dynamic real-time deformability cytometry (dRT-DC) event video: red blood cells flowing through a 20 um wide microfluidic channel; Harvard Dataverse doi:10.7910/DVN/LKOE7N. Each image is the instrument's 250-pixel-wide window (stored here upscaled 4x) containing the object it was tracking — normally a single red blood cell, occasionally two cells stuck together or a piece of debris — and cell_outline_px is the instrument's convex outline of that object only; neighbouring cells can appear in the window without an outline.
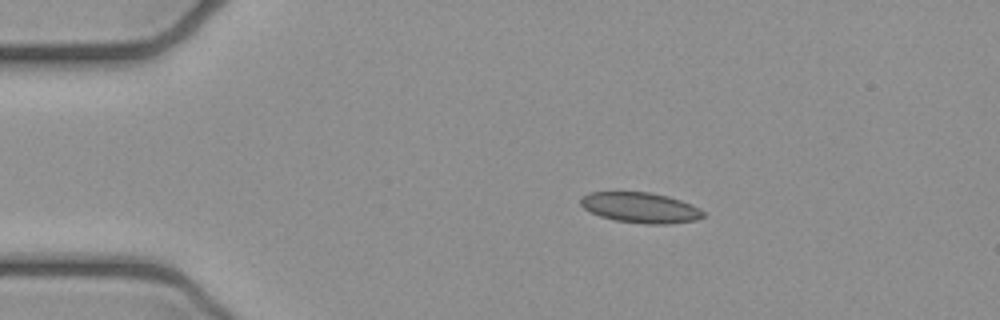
{"species": "common noctule bat (a hibernating species)", "species_latin": "Nyctalus noctula", "temperature_condition": "cold", "stored_images_in_passage": 4, "camera_frame_rate_fps": 3000, "um_per_image_px": 0.085, "animal": {"sex": "female", "body_mass_g": 21.9}, "frame": {"image": 1, "passage_image": 1, "time_ms": 0.0, "image_size_px": [1000, 320], "cell_outline_px": [[704, 216], [696, 220], [668, 224], [648, 224], [616, 220], [600, 216], [584, 208], [580, 204], [580, 196], [588, 192], [648, 192], [668, 196], [680, 200], [700, 208], [704, 212]], "centroid_in_image_um": [54.42, 17.64], "position_along_channel_um": 30.6, "area_um2": 21.68}}
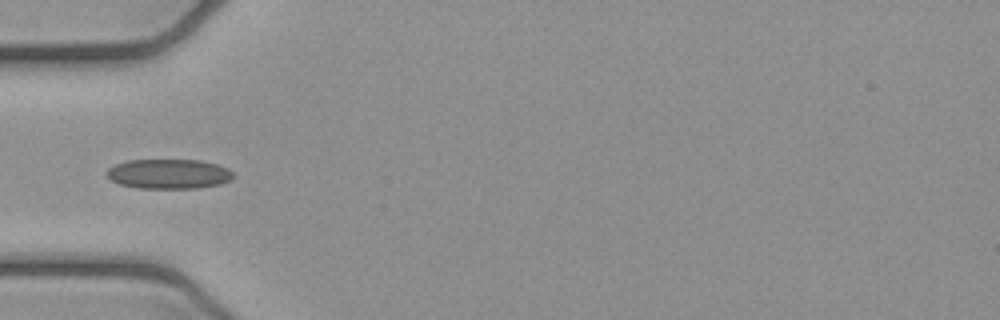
{"frame": {"image": 2, "passage_image": 3, "time_ms": 0.667, "image_size_px": [1000, 320], "cell_outline_px": [[236, 176], [220, 184], [200, 188], [136, 188], [120, 184], [112, 180], [104, 172], [108, 168], [116, 164], [128, 160], [200, 160], [216, 164], [228, 168]], "centroid_in_image_um": [14.34, 14.78], "position_along_channel_um": 70.7, "area_um2": 21.96}}
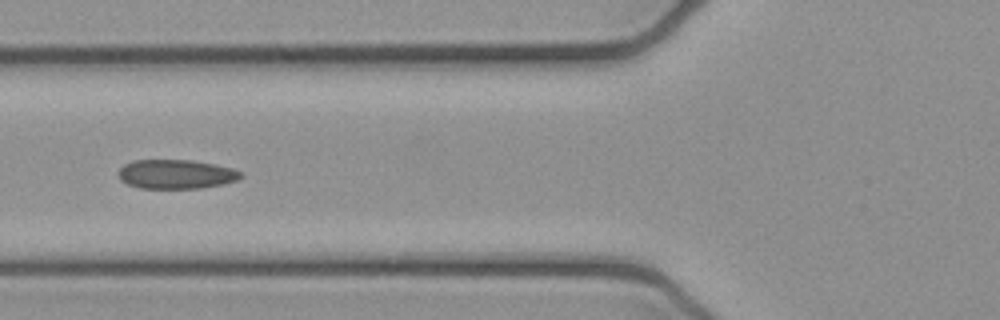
{"frame": {"image": 3, "passage_image": 4, "time_ms": 1.0, "image_size_px": [1000, 320], "cell_outline_px": [[244, 176], [236, 180], [224, 184], [200, 188], [140, 188], [128, 184], [120, 180], [116, 172], [124, 164], [132, 160], [192, 160], [216, 164], [232, 168], [244, 172]], "centroid_in_image_um": [14.97, 14.8], "position_along_channel_um": 110.8, "area_um2": 21.1}}